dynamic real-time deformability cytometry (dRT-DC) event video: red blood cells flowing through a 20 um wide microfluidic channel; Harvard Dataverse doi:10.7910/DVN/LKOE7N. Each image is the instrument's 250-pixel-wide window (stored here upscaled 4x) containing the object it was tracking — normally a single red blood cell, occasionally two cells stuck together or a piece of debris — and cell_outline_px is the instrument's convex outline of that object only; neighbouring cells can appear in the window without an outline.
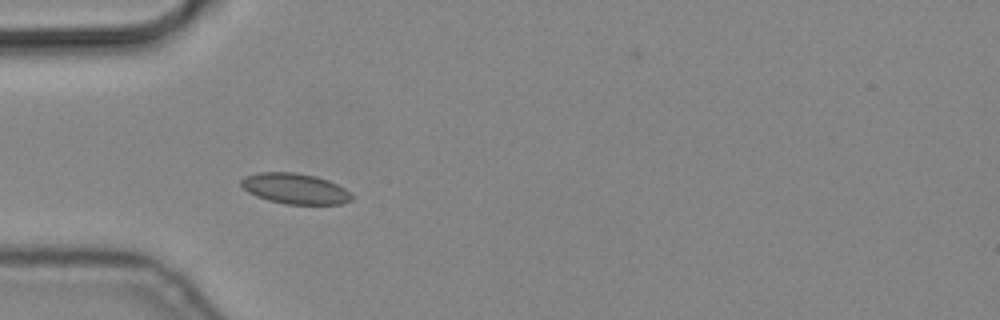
{"species": "common noctule bat (a hibernating species)", "species_latin": "Nyctalus noctula", "temperature_condition": "cold", "stored_images_in_passage": 7, "camera_frame_rate_fps": 3000, "um_per_image_px": 0.085, "animal": {"sex": "male", "body_mass_g": 19.2, "forearm_length_mm": 51.8}, "frame": {"image": 1, "passage_image": 5, "time_ms": 1.333, "image_size_px": [1000, 320], "cell_outline_px": [[352, 200], [344, 204], [284, 204], [268, 200], [256, 196], [248, 192], [240, 184], [240, 180], [244, 176], [260, 172], [292, 172], [316, 176], [328, 180], [344, 188], [352, 196]], "centroid_in_image_um": [25.06, 16.03], "position_along_channel_um": 59.9, "area_um2": 19.71}}
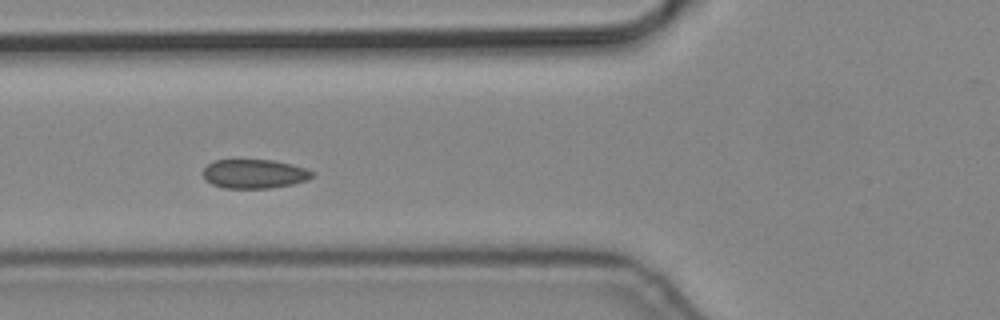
{"frame": {"image": 2, "passage_image": 6, "time_ms": 1.667, "image_size_px": [1000, 320], "cell_outline_px": [[316, 172], [308, 180], [292, 184], [272, 188], [224, 188], [212, 184], [204, 180], [204, 168], [212, 160], [272, 160], [292, 164]], "centroid_in_image_um": [21.62, 14.78], "position_along_channel_um": 104.2, "area_um2": 18.55}}
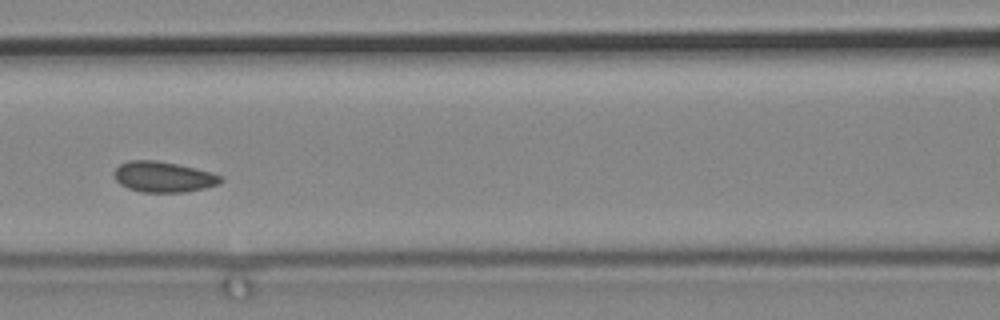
{"frame": {"image": 3, "passage_image": 7, "time_ms": 2.0, "image_size_px": [1000, 320], "cell_outline_px": [[224, 180], [220, 184], [204, 188], [184, 192], [144, 192], [128, 188], [120, 184], [116, 180], [112, 172], [120, 164], [128, 160], [156, 160], [180, 164], [212, 172], [224, 176]], "centroid_in_image_um": [13.92, 15.02], "position_along_channel_um": 152.7, "area_um2": 19.31}}